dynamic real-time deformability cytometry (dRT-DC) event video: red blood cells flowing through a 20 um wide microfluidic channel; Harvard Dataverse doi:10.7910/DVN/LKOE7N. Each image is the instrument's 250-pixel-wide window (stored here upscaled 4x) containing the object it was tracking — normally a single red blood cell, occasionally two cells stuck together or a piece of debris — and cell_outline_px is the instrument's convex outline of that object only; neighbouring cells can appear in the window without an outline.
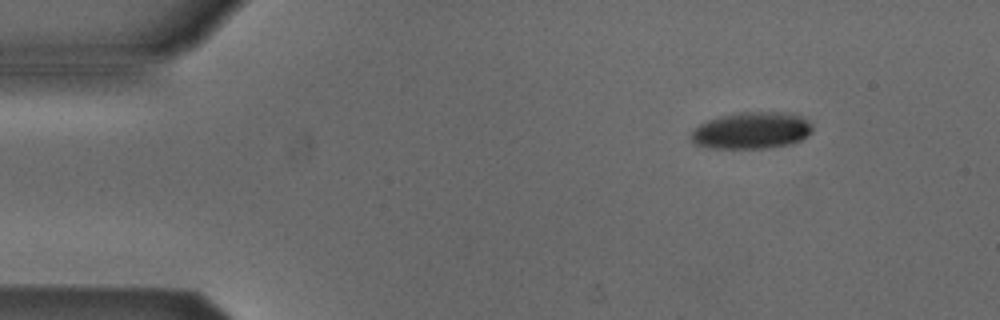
{"species": "Egyptian fruit bat (a non-hibernating species)", "species_latin": "Rousettus aegyptiacus", "temperature_condition": "cold", "stored_images_in_passage": 3, "camera_frame_rate_fps": 3000, "um_per_image_px": 0.085, "animal": {"sex": "male"}, "frame": {"image": 1, "passage_image": 3, "time_ms": 2.667, "image_size_px": [1000, 320], "cell_outline_px": [[812, 132], [800, 140], [788, 144], [764, 148], [712, 148], [696, 144], [692, 140], [692, 132], [700, 124], [708, 120], [736, 112], [792, 112], [808, 120], [812, 128]], "centroid_in_image_um": [63.91, 11.08], "position_along_channel_um": 21.1, "area_um2": 25.78}}